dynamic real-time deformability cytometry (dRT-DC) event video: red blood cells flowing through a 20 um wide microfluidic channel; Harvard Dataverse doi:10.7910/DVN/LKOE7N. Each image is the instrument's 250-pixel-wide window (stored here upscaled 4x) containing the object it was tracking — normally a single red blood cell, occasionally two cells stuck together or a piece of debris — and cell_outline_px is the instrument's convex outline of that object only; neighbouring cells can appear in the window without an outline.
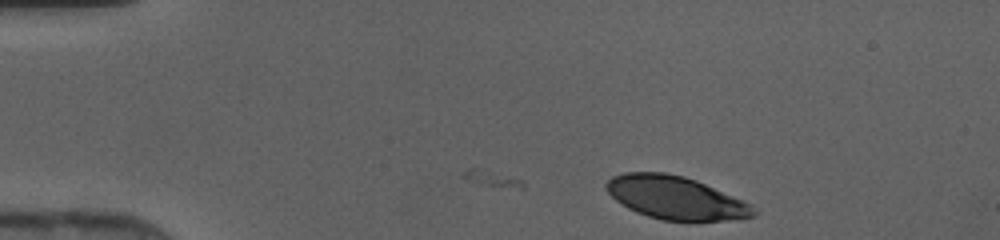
{"species": "human", "species_latin": "Homo sapiens", "temperature_condition": "cold", "stored_images_in_passage": 3, "camera_frame_rate_fps": 3000, "um_per_image_px": 0.085, "donor": {"sex": "female"}, "frame": {"image": 1, "passage_image": 3, "time_ms": 0.667, "image_size_px": [1000, 240], "cell_outline_px": [[756, 216], [724, 220], [664, 220], [648, 216], [636, 212], [628, 208], [616, 200], [604, 188], [604, 184], [612, 176], [624, 172], [664, 172], [684, 176], [696, 180], [752, 204], [756, 212]], "centroid_in_image_um": [57.4, 16.79], "position_along_channel_um": 27.6, "area_um2": 36.7}}